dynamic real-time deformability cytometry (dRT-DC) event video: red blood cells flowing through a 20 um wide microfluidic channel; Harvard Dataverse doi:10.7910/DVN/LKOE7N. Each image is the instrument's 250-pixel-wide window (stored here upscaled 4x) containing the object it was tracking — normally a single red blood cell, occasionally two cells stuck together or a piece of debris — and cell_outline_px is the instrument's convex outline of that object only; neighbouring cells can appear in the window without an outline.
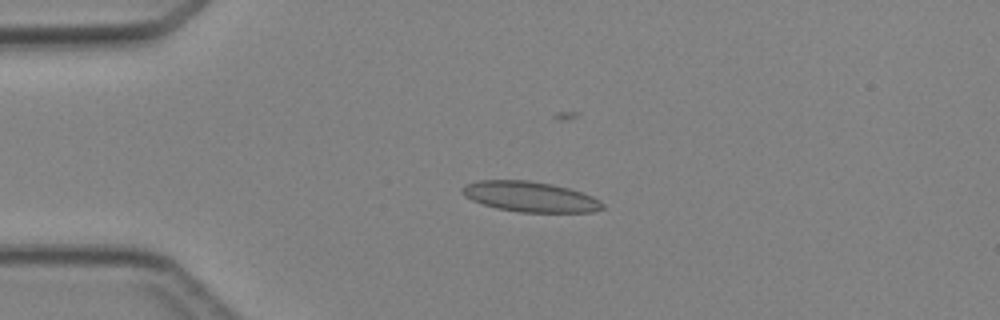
{"species": "Egyptian fruit bat (a non-hibernating species)", "species_latin": "Rousettus aegyptiacus", "temperature_condition": "cold", "stored_images_in_passage": 3, "camera_frame_rate_fps": 3000, "um_per_image_px": 0.085, "animal": {"sex": "female"}, "frame": {"image": 1, "passage_image": 2, "time_ms": 1.333, "image_size_px": [1000, 320], "cell_outline_px": [[604, 208], [592, 212], [520, 212], [496, 208], [472, 200], [464, 196], [460, 192], [460, 188], [464, 184], [476, 180], [528, 180], [552, 184], [568, 188], [592, 196], [600, 200], [604, 204]], "centroid_in_image_um": [45.02, 16.71], "position_along_channel_um": 40.0, "area_um2": 24.91}}